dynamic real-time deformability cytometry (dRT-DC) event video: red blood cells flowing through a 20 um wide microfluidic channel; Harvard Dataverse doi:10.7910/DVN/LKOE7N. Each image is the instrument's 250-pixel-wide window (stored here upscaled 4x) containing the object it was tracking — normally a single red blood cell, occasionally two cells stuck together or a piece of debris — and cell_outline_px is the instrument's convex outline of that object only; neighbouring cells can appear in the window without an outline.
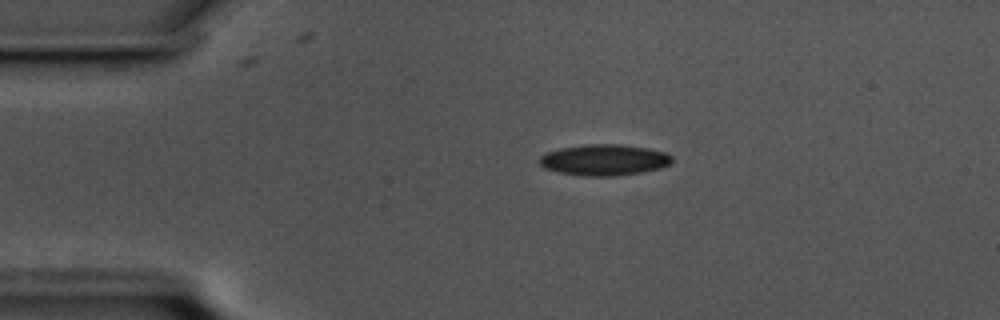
{"species": "common noctule bat (a hibernating species)", "species_latin": "Nyctalus noctula", "temperature_condition": "cold", "stored_images_in_passage": 47, "camera_frame_rate_fps": 3000, "um_per_image_px": 0.085, "animal": {"sex": "male", "body_mass_g": 17.5, "forearm_length_mm": 52.3}, "frame": {"image": 1, "passage_image": 1, "time_ms": 0.0, "image_size_px": [1000, 320], "cell_outline_px": [[672, 160], [668, 164], [660, 168], [640, 172], [612, 176], [584, 176], [556, 172], [544, 168], [540, 164], [540, 156], [548, 152], [560, 148], [588, 144], [620, 144], [648, 148], [664, 152], [672, 156]], "centroid_in_image_um": [51.33, 13.59], "position_along_channel_um": 33.7, "area_um2": 23.87}}
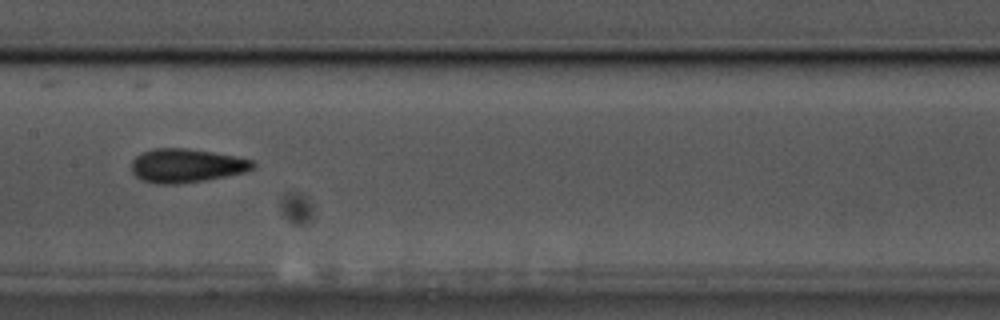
{"frame": {"image": 2, "passage_image": 18, "time_ms": 5.667, "image_size_px": [1000, 320], "cell_outline_px": [[256, 164], [252, 168], [244, 172], [204, 180], [180, 184], [156, 184], [140, 180], [132, 172], [132, 160], [136, 156], [152, 148], [188, 148], [236, 156], [252, 160]], "centroid_in_image_um": [15.81, 14.08], "position_along_channel_um": 191.6, "area_um2": 23.87}}
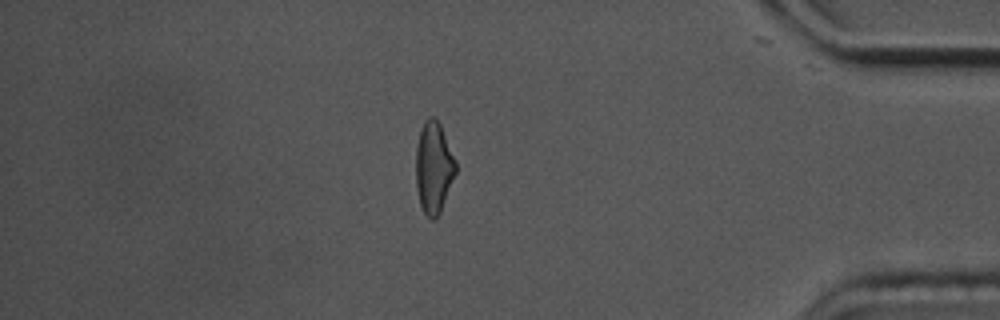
{"frame": {"image": 3, "passage_image": 39, "time_ms": 12.667, "image_size_px": [1000, 320], "cell_outline_px": [[456, 172], [440, 212], [432, 220], [424, 212], [420, 204], [416, 188], [416, 148], [420, 128], [424, 120], [428, 116], [432, 116], [440, 124], [456, 160]], "centroid_in_image_um": [36.85, 14.2], "position_along_channel_um": 398.3, "area_um2": 21.15}, "authors_computed_cell_mechanics": {"area_um2": 22.3686, "velocity_mm_per_s": 3.4718, "shape_relaxation_time_tau1_ms": 4.2126, "shape_relaxation_time_tau2_ms": 3.0353, "deformation_change_tau1": 0.1141, "deformation_change_tau2": 0.1005}}